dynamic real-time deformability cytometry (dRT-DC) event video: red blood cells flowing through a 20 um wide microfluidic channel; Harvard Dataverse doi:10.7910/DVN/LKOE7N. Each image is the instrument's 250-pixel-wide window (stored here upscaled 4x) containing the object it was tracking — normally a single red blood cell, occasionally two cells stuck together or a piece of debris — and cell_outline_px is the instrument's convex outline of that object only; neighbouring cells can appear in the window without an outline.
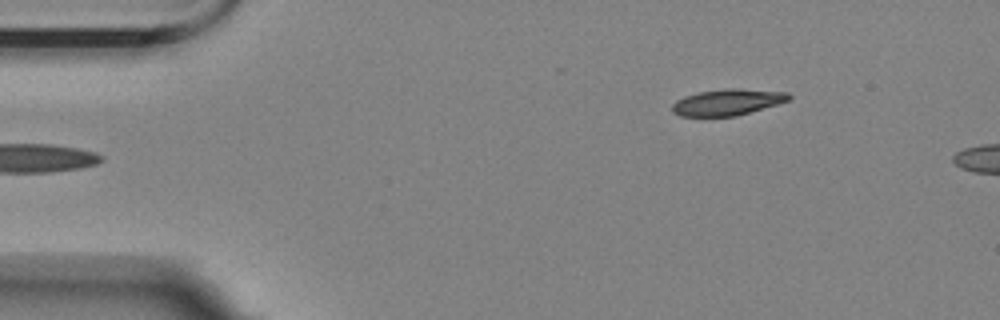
{"species": "Egyptian fruit bat (a non-hibernating species)", "species_latin": "Rousettus aegyptiacus", "temperature_condition": "room temperature", "stored_images_in_passage": 6, "camera_frame_rate_fps": 3000, "um_per_image_px": 0.085, "animal": {"sex": "female"}, "frame": {"image": 1, "passage_image": 6, "time_ms": 5.667, "image_size_px": [1000, 320], "cell_outline_px": [[792, 100], [736, 116], [680, 116], [672, 112], [672, 104], [676, 100], [684, 96], [700, 92], [724, 88], [736, 88], [788, 92], [792, 96]], "centroid_in_image_um": [61.86, 8.68], "position_along_channel_um": 23.1, "area_um2": 17.98}}